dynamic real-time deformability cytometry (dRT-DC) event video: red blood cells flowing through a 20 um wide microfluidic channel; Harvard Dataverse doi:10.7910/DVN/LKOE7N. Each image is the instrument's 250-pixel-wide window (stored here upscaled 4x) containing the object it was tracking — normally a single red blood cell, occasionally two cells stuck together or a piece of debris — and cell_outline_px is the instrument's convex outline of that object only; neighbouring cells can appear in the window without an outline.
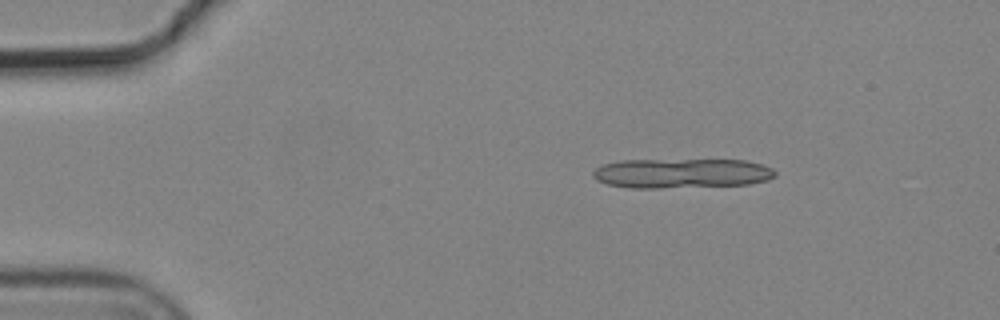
{"species": "common noctule bat (a hibernating species)", "species_latin": "Nyctalus noctula", "temperature_condition": "cold", "stored_images_in_passage": 7, "segment_of_instrument_passage": [1, 2], "camera_frame_rate_fps": 3000, "um_per_image_px": 0.085, "animal": {"sex": "male", "body_mass_g": 19.2, "forearm_length_mm": 51.8}, "frame": {"image": 1, "passage_image": 2, "time_ms": 0.333, "image_size_px": [1000, 320], "cell_outline_px": [[776, 176], [768, 180], [748, 184], [660, 188], [628, 188], [608, 184], [596, 180], [592, 176], [592, 172], [596, 168], [604, 164], [620, 160], [744, 160], [760, 164], [772, 168], [776, 172]], "centroid_in_image_um": [57.91, 14.73], "position_along_channel_um": 27.1, "area_um2": 31.5}}